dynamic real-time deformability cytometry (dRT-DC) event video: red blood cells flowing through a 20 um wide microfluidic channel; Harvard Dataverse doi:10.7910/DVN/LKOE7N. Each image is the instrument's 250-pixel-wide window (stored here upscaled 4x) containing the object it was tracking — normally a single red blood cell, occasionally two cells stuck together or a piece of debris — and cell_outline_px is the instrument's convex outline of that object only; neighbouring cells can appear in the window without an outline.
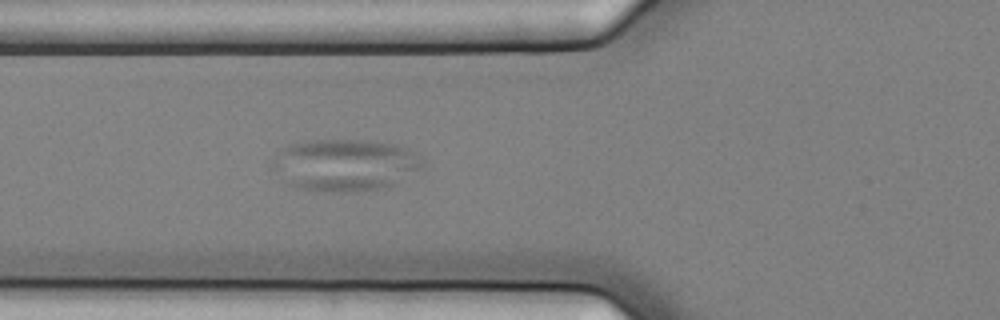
{"species": "common noctule bat (a hibernating species)", "species_latin": "Nyctalus noctula", "temperature_condition": "cold", "stored_images_in_passage": 5, "camera_frame_rate_fps": 3000, "um_per_image_px": 0.085, "animal": {"sex": "female", "body_mass_g": 25.1}, "frame": {"image": 1, "passage_image": 5, "time_ms": 1.333, "image_size_px": [1000, 320], "cell_outline_px": [[424, 164], [420, 168], [388, 188], [352, 192], [324, 192], [284, 184], [272, 168], [272, 160], [276, 152], [292, 144], [312, 140], [364, 140], [392, 144], [408, 148], [420, 156], [424, 160]], "centroid_in_image_um": [29.29, 14.03], "position_along_channel_um": 96.5, "area_um2": 45.72}}